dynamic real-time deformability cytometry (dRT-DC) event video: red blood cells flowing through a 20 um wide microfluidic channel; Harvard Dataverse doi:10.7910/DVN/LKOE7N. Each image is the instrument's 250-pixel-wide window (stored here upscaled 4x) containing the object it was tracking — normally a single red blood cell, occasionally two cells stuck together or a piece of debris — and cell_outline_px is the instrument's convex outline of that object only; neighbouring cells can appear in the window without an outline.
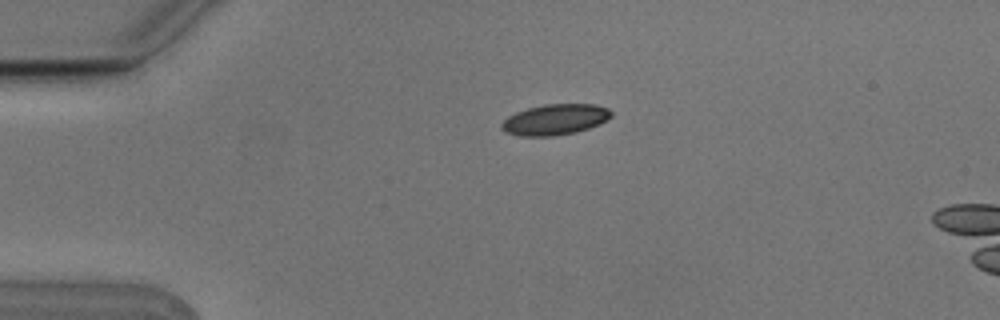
{"species": "Egyptian fruit bat (a non-hibernating species)", "species_latin": "Rousettus aegyptiacus", "temperature_condition": "cold", "stored_images_in_passage": 2, "camera_frame_rate_fps": 3000, "um_per_image_px": 0.085, "animal": {"sex": "male"}, "frame": {"image": 1, "passage_image": 1, "time_ms": 0.0, "image_size_px": [1000, 320], "cell_outline_px": [[612, 116], [608, 120], [600, 124], [576, 132], [556, 136], [520, 136], [504, 132], [500, 128], [500, 124], [508, 116], [516, 112], [528, 108], [544, 104], [596, 104], [608, 108], [612, 112]], "centroid_in_image_um": [47.18, 10.16], "position_along_channel_um": 37.8, "area_um2": 19.88}}